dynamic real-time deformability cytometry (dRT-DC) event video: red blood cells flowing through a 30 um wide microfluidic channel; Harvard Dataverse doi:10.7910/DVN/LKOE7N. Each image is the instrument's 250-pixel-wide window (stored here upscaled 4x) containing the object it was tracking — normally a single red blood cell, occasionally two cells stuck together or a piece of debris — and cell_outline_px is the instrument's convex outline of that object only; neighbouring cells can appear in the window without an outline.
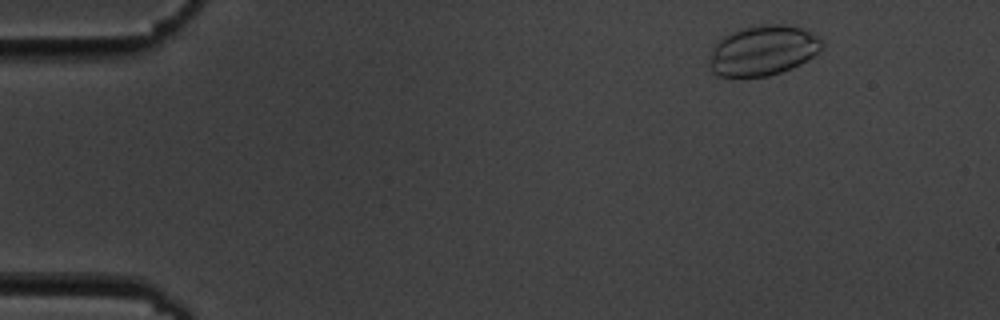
{"species": "common noctule bat (a hibernating species)", "species_latin": "Nyctalus noctula", "temperature_condition": "cold", "stored_images_in_passage": 4, "camera_frame_rate_fps": 3000, "um_per_image_px": 0.085, "animal": {"sex": "male", "body_mass_g": 19.5, "forearm_length_mm": 54.6}, "frame": {"image": 1, "passage_image": 1, "time_ms": 0.0, "image_size_px": [1000, 320], "cell_outline_px": [[824, 48], [800, 64], [792, 68], [768, 76], [716, 76], [712, 72], [708, 64], [708, 60], [712, 44], [724, 36], [740, 28], [768, 24], [788, 24], [804, 28], [820, 36], [824, 44]], "centroid_in_image_um": [64.85, 4.27], "position_along_channel_um": 20.2, "area_um2": 33.41}}